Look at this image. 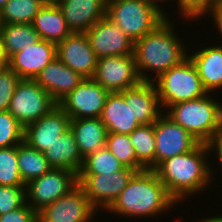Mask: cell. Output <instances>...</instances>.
I'll return each instance as SVG.
<instances>
[{
  "mask_svg": "<svg viewBox=\"0 0 222 222\" xmlns=\"http://www.w3.org/2000/svg\"><path fill=\"white\" fill-rule=\"evenodd\" d=\"M209 152V144L200 143L194 150L168 158L154 169L169 195L177 203L189 194L202 192L207 189L206 186L209 187L211 179L214 178L212 166L207 161Z\"/></svg>",
  "mask_w": 222,
  "mask_h": 222,
  "instance_id": "1",
  "label": "cell"
},
{
  "mask_svg": "<svg viewBox=\"0 0 222 222\" xmlns=\"http://www.w3.org/2000/svg\"><path fill=\"white\" fill-rule=\"evenodd\" d=\"M170 19H165L152 32L134 42V56L142 81H154L171 67L180 64L188 57L184 42L174 31ZM146 71L155 72L150 79Z\"/></svg>",
  "mask_w": 222,
  "mask_h": 222,
  "instance_id": "2",
  "label": "cell"
},
{
  "mask_svg": "<svg viewBox=\"0 0 222 222\" xmlns=\"http://www.w3.org/2000/svg\"><path fill=\"white\" fill-rule=\"evenodd\" d=\"M174 204L177 206L155 171L145 169L133 175L107 211L125 217H153Z\"/></svg>",
  "mask_w": 222,
  "mask_h": 222,
  "instance_id": "3",
  "label": "cell"
},
{
  "mask_svg": "<svg viewBox=\"0 0 222 222\" xmlns=\"http://www.w3.org/2000/svg\"><path fill=\"white\" fill-rule=\"evenodd\" d=\"M210 96L176 103L165 112L203 144H209L222 130V103Z\"/></svg>",
  "mask_w": 222,
  "mask_h": 222,
  "instance_id": "4",
  "label": "cell"
},
{
  "mask_svg": "<svg viewBox=\"0 0 222 222\" xmlns=\"http://www.w3.org/2000/svg\"><path fill=\"white\" fill-rule=\"evenodd\" d=\"M153 82L164 111L176 103L199 99L208 94L189 57L162 73Z\"/></svg>",
  "mask_w": 222,
  "mask_h": 222,
  "instance_id": "5",
  "label": "cell"
},
{
  "mask_svg": "<svg viewBox=\"0 0 222 222\" xmlns=\"http://www.w3.org/2000/svg\"><path fill=\"white\" fill-rule=\"evenodd\" d=\"M106 17L134 42L152 32L166 18L145 0H118L106 4Z\"/></svg>",
  "mask_w": 222,
  "mask_h": 222,
  "instance_id": "6",
  "label": "cell"
},
{
  "mask_svg": "<svg viewBox=\"0 0 222 222\" xmlns=\"http://www.w3.org/2000/svg\"><path fill=\"white\" fill-rule=\"evenodd\" d=\"M57 105L51 95L35 80L21 79L13 93L8 111L24 128Z\"/></svg>",
  "mask_w": 222,
  "mask_h": 222,
  "instance_id": "7",
  "label": "cell"
},
{
  "mask_svg": "<svg viewBox=\"0 0 222 222\" xmlns=\"http://www.w3.org/2000/svg\"><path fill=\"white\" fill-rule=\"evenodd\" d=\"M78 184V176L65 169L51 168L25 186L26 202L37 213L67 194ZM30 199V201H29Z\"/></svg>",
  "mask_w": 222,
  "mask_h": 222,
  "instance_id": "8",
  "label": "cell"
},
{
  "mask_svg": "<svg viewBox=\"0 0 222 222\" xmlns=\"http://www.w3.org/2000/svg\"><path fill=\"white\" fill-rule=\"evenodd\" d=\"M136 172L124 167L113 174H78V184L96 210H107Z\"/></svg>",
  "mask_w": 222,
  "mask_h": 222,
  "instance_id": "9",
  "label": "cell"
},
{
  "mask_svg": "<svg viewBox=\"0 0 222 222\" xmlns=\"http://www.w3.org/2000/svg\"><path fill=\"white\" fill-rule=\"evenodd\" d=\"M92 79L98 82L109 93L139 85V76L135 56H108L97 59V65Z\"/></svg>",
  "mask_w": 222,
  "mask_h": 222,
  "instance_id": "10",
  "label": "cell"
},
{
  "mask_svg": "<svg viewBox=\"0 0 222 222\" xmlns=\"http://www.w3.org/2000/svg\"><path fill=\"white\" fill-rule=\"evenodd\" d=\"M98 212L77 184L67 194L37 213L38 222H92Z\"/></svg>",
  "mask_w": 222,
  "mask_h": 222,
  "instance_id": "11",
  "label": "cell"
},
{
  "mask_svg": "<svg viewBox=\"0 0 222 222\" xmlns=\"http://www.w3.org/2000/svg\"><path fill=\"white\" fill-rule=\"evenodd\" d=\"M109 92L92 78H85L58 106L73 119L100 118Z\"/></svg>",
  "mask_w": 222,
  "mask_h": 222,
  "instance_id": "12",
  "label": "cell"
},
{
  "mask_svg": "<svg viewBox=\"0 0 222 222\" xmlns=\"http://www.w3.org/2000/svg\"><path fill=\"white\" fill-rule=\"evenodd\" d=\"M155 168L164 160L194 150L200 142L163 113L154 123Z\"/></svg>",
  "mask_w": 222,
  "mask_h": 222,
  "instance_id": "13",
  "label": "cell"
},
{
  "mask_svg": "<svg viewBox=\"0 0 222 222\" xmlns=\"http://www.w3.org/2000/svg\"><path fill=\"white\" fill-rule=\"evenodd\" d=\"M97 59L134 54V41L106 16L85 32Z\"/></svg>",
  "mask_w": 222,
  "mask_h": 222,
  "instance_id": "14",
  "label": "cell"
},
{
  "mask_svg": "<svg viewBox=\"0 0 222 222\" xmlns=\"http://www.w3.org/2000/svg\"><path fill=\"white\" fill-rule=\"evenodd\" d=\"M70 117L57 105L39 120L24 127L23 141L39 152H45L70 128Z\"/></svg>",
  "mask_w": 222,
  "mask_h": 222,
  "instance_id": "15",
  "label": "cell"
},
{
  "mask_svg": "<svg viewBox=\"0 0 222 222\" xmlns=\"http://www.w3.org/2000/svg\"><path fill=\"white\" fill-rule=\"evenodd\" d=\"M56 56L83 78H92L97 57L85 33L72 32L56 45Z\"/></svg>",
  "mask_w": 222,
  "mask_h": 222,
  "instance_id": "16",
  "label": "cell"
},
{
  "mask_svg": "<svg viewBox=\"0 0 222 222\" xmlns=\"http://www.w3.org/2000/svg\"><path fill=\"white\" fill-rule=\"evenodd\" d=\"M56 57V44L39 39L11 55L9 68L21 79L34 80Z\"/></svg>",
  "mask_w": 222,
  "mask_h": 222,
  "instance_id": "17",
  "label": "cell"
},
{
  "mask_svg": "<svg viewBox=\"0 0 222 222\" xmlns=\"http://www.w3.org/2000/svg\"><path fill=\"white\" fill-rule=\"evenodd\" d=\"M119 93L124 97L126 104L131 105L134 119L140 125L155 123L163 114L153 81H142L139 85Z\"/></svg>",
  "mask_w": 222,
  "mask_h": 222,
  "instance_id": "18",
  "label": "cell"
},
{
  "mask_svg": "<svg viewBox=\"0 0 222 222\" xmlns=\"http://www.w3.org/2000/svg\"><path fill=\"white\" fill-rule=\"evenodd\" d=\"M56 4L72 32L85 33L106 16L105 0H58Z\"/></svg>",
  "mask_w": 222,
  "mask_h": 222,
  "instance_id": "19",
  "label": "cell"
},
{
  "mask_svg": "<svg viewBox=\"0 0 222 222\" xmlns=\"http://www.w3.org/2000/svg\"><path fill=\"white\" fill-rule=\"evenodd\" d=\"M85 78L75 72L57 57L34 79L58 104Z\"/></svg>",
  "mask_w": 222,
  "mask_h": 222,
  "instance_id": "20",
  "label": "cell"
},
{
  "mask_svg": "<svg viewBox=\"0 0 222 222\" xmlns=\"http://www.w3.org/2000/svg\"><path fill=\"white\" fill-rule=\"evenodd\" d=\"M100 119L108 133L131 134L140 124L134 119L131 105L119 92L107 95Z\"/></svg>",
  "mask_w": 222,
  "mask_h": 222,
  "instance_id": "21",
  "label": "cell"
},
{
  "mask_svg": "<svg viewBox=\"0 0 222 222\" xmlns=\"http://www.w3.org/2000/svg\"><path fill=\"white\" fill-rule=\"evenodd\" d=\"M204 89L210 94L222 87V45L205 47L188 55Z\"/></svg>",
  "mask_w": 222,
  "mask_h": 222,
  "instance_id": "22",
  "label": "cell"
},
{
  "mask_svg": "<svg viewBox=\"0 0 222 222\" xmlns=\"http://www.w3.org/2000/svg\"><path fill=\"white\" fill-rule=\"evenodd\" d=\"M44 155L51 168L65 169L77 176L84 160L79 152L74 133L70 128L44 152Z\"/></svg>",
  "mask_w": 222,
  "mask_h": 222,
  "instance_id": "23",
  "label": "cell"
},
{
  "mask_svg": "<svg viewBox=\"0 0 222 222\" xmlns=\"http://www.w3.org/2000/svg\"><path fill=\"white\" fill-rule=\"evenodd\" d=\"M40 39L58 44L72 31L68 28L62 11L56 3H45L32 21Z\"/></svg>",
  "mask_w": 222,
  "mask_h": 222,
  "instance_id": "24",
  "label": "cell"
},
{
  "mask_svg": "<svg viewBox=\"0 0 222 222\" xmlns=\"http://www.w3.org/2000/svg\"><path fill=\"white\" fill-rule=\"evenodd\" d=\"M79 152L83 158L103 148L107 139V128L100 118H82L70 120Z\"/></svg>",
  "mask_w": 222,
  "mask_h": 222,
  "instance_id": "25",
  "label": "cell"
},
{
  "mask_svg": "<svg viewBox=\"0 0 222 222\" xmlns=\"http://www.w3.org/2000/svg\"><path fill=\"white\" fill-rule=\"evenodd\" d=\"M17 159L19 173L25 184L51 169L44 153L31 148L24 141L17 145Z\"/></svg>",
  "mask_w": 222,
  "mask_h": 222,
  "instance_id": "26",
  "label": "cell"
},
{
  "mask_svg": "<svg viewBox=\"0 0 222 222\" xmlns=\"http://www.w3.org/2000/svg\"><path fill=\"white\" fill-rule=\"evenodd\" d=\"M7 56L36 43L40 37L32 24H3L0 33Z\"/></svg>",
  "mask_w": 222,
  "mask_h": 222,
  "instance_id": "27",
  "label": "cell"
},
{
  "mask_svg": "<svg viewBox=\"0 0 222 222\" xmlns=\"http://www.w3.org/2000/svg\"><path fill=\"white\" fill-rule=\"evenodd\" d=\"M129 136L138 162L145 169L154 170L156 150L154 123L140 125Z\"/></svg>",
  "mask_w": 222,
  "mask_h": 222,
  "instance_id": "28",
  "label": "cell"
},
{
  "mask_svg": "<svg viewBox=\"0 0 222 222\" xmlns=\"http://www.w3.org/2000/svg\"><path fill=\"white\" fill-rule=\"evenodd\" d=\"M45 3L42 0H9L1 10L3 24H31Z\"/></svg>",
  "mask_w": 222,
  "mask_h": 222,
  "instance_id": "29",
  "label": "cell"
},
{
  "mask_svg": "<svg viewBox=\"0 0 222 222\" xmlns=\"http://www.w3.org/2000/svg\"><path fill=\"white\" fill-rule=\"evenodd\" d=\"M123 168L121 162L104 146L84 158L79 174H113Z\"/></svg>",
  "mask_w": 222,
  "mask_h": 222,
  "instance_id": "30",
  "label": "cell"
},
{
  "mask_svg": "<svg viewBox=\"0 0 222 222\" xmlns=\"http://www.w3.org/2000/svg\"><path fill=\"white\" fill-rule=\"evenodd\" d=\"M105 146L121 162L137 172L145 170L138 162L129 134L108 133Z\"/></svg>",
  "mask_w": 222,
  "mask_h": 222,
  "instance_id": "31",
  "label": "cell"
},
{
  "mask_svg": "<svg viewBox=\"0 0 222 222\" xmlns=\"http://www.w3.org/2000/svg\"><path fill=\"white\" fill-rule=\"evenodd\" d=\"M0 185L26 186L19 173L17 145L0 148Z\"/></svg>",
  "mask_w": 222,
  "mask_h": 222,
  "instance_id": "32",
  "label": "cell"
},
{
  "mask_svg": "<svg viewBox=\"0 0 222 222\" xmlns=\"http://www.w3.org/2000/svg\"><path fill=\"white\" fill-rule=\"evenodd\" d=\"M23 126L6 111H0V148L19 145L23 142Z\"/></svg>",
  "mask_w": 222,
  "mask_h": 222,
  "instance_id": "33",
  "label": "cell"
},
{
  "mask_svg": "<svg viewBox=\"0 0 222 222\" xmlns=\"http://www.w3.org/2000/svg\"><path fill=\"white\" fill-rule=\"evenodd\" d=\"M25 202V186L0 185V216L18 209Z\"/></svg>",
  "mask_w": 222,
  "mask_h": 222,
  "instance_id": "34",
  "label": "cell"
},
{
  "mask_svg": "<svg viewBox=\"0 0 222 222\" xmlns=\"http://www.w3.org/2000/svg\"><path fill=\"white\" fill-rule=\"evenodd\" d=\"M21 78L10 68L0 74V111L8 110L11 98Z\"/></svg>",
  "mask_w": 222,
  "mask_h": 222,
  "instance_id": "35",
  "label": "cell"
},
{
  "mask_svg": "<svg viewBox=\"0 0 222 222\" xmlns=\"http://www.w3.org/2000/svg\"><path fill=\"white\" fill-rule=\"evenodd\" d=\"M215 0H178L180 14L189 20H198L208 14Z\"/></svg>",
  "mask_w": 222,
  "mask_h": 222,
  "instance_id": "36",
  "label": "cell"
},
{
  "mask_svg": "<svg viewBox=\"0 0 222 222\" xmlns=\"http://www.w3.org/2000/svg\"><path fill=\"white\" fill-rule=\"evenodd\" d=\"M0 222H38L37 212L25 202L18 209L1 215Z\"/></svg>",
  "mask_w": 222,
  "mask_h": 222,
  "instance_id": "37",
  "label": "cell"
},
{
  "mask_svg": "<svg viewBox=\"0 0 222 222\" xmlns=\"http://www.w3.org/2000/svg\"><path fill=\"white\" fill-rule=\"evenodd\" d=\"M210 12V15H212L213 20L215 22V25L218 27L220 31L221 37H222V0H215L212 6L210 7V10L208 11V14Z\"/></svg>",
  "mask_w": 222,
  "mask_h": 222,
  "instance_id": "38",
  "label": "cell"
},
{
  "mask_svg": "<svg viewBox=\"0 0 222 222\" xmlns=\"http://www.w3.org/2000/svg\"><path fill=\"white\" fill-rule=\"evenodd\" d=\"M210 150L213 152L216 150L218 161L222 166V130L219 134L209 143Z\"/></svg>",
  "mask_w": 222,
  "mask_h": 222,
  "instance_id": "39",
  "label": "cell"
},
{
  "mask_svg": "<svg viewBox=\"0 0 222 222\" xmlns=\"http://www.w3.org/2000/svg\"><path fill=\"white\" fill-rule=\"evenodd\" d=\"M148 4L154 6L158 11H160L166 19H168V16L166 15V13H164L165 11L163 10L162 7H160L159 2H165L166 0H145Z\"/></svg>",
  "mask_w": 222,
  "mask_h": 222,
  "instance_id": "40",
  "label": "cell"
},
{
  "mask_svg": "<svg viewBox=\"0 0 222 222\" xmlns=\"http://www.w3.org/2000/svg\"><path fill=\"white\" fill-rule=\"evenodd\" d=\"M9 69V59H0V74Z\"/></svg>",
  "mask_w": 222,
  "mask_h": 222,
  "instance_id": "41",
  "label": "cell"
},
{
  "mask_svg": "<svg viewBox=\"0 0 222 222\" xmlns=\"http://www.w3.org/2000/svg\"><path fill=\"white\" fill-rule=\"evenodd\" d=\"M199 222H222V215L220 216H213V217H208L205 219H202L201 221L199 220Z\"/></svg>",
  "mask_w": 222,
  "mask_h": 222,
  "instance_id": "42",
  "label": "cell"
},
{
  "mask_svg": "<svg viewBox=\"0 0 222 222\" xmlns=\"http://www.w3.org/2000/svg\"><path fill=\"white\" fill-rule=\"evenodd\" d=\"M0 59H9L7 53L5 52L1 36H0Z\"/></svg>",
  "mask_w": 222,
  "mask_h": 222,
  "instance_id": "43",
  "label": "cell"
},
{
  "mask_svg": "<svg viewBox=\"0 0 222 222\" xmlns=\"http://www.w3.org/2000/svg\"><path fill=\"white\" fill-rule=\"evenodd\" d=\"M9 0H0V11Z\"/></svg>",
  "mask_w": 222,
  "mask_h": 222,
  "instance_id": "44",
  "label": "cell"
},
{
  "mask_svg": "<svg viewBox=\"0 0 222 222\" xmlns=\"http://www.w3.org/2000/svg\"><path fill=\"white\" fill-rule=\"evenodd\" d=\"M44 3H56L58 0H42Z\"/></svg>",
  "mask_w": 222,
  "mask_h": 222,
  "instance_id": "45",
  "label": "cell"
},
{
  "mask_svg": "<svg viewBox=\"0 0 222 222\" xmlns=\"http://www.w3.org/2000/svg\"><path fill=\"white\" fill-rule=\"evenodd\" d=\"M2 26H3V23H2V19H1V11H0V33H1V30H2Z\"/></svg>",
  "mask_w": 222,
  "mask_h": 222,
  "instance_id": "46",
  "label": "cell"
},
{
  "mask_svg": "<svg viewBox=\"0 0 222 222\" xmlns=\"http://www.w3.org/2000/svg\"><path fill=\"white\" fill-rule=\"evenodd\" d=\"M111 1H118V0H105V3L107 4V3L111 2Z\"/></svg>",
  "mask_w": 222,
  "mask_h": 222,
  "instance_id": "47",
  "label": "cell"
}]
</instances>
